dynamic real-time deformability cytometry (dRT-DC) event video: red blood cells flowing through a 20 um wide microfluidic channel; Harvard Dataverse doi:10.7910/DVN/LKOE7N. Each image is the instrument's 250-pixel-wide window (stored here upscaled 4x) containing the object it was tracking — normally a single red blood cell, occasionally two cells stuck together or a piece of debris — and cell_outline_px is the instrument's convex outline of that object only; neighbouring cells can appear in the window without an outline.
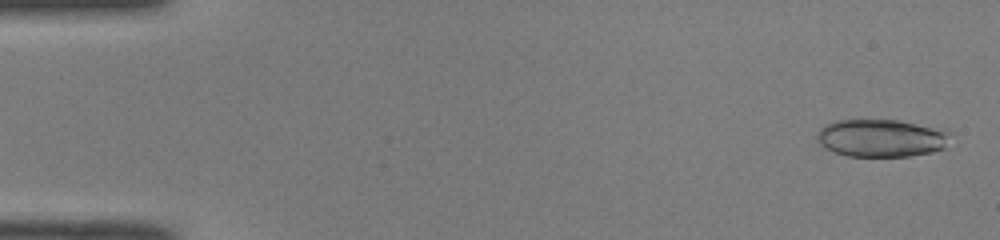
{"species": "common noctule bat (a hibernating species)", "species_latin": "Nyctalus noctula", "temperature_condition": "room temperature", "stored_images_in_passage": 19, "camera_frame_rate_fps": 3000, "um_per_image_px": 0.085, "animal": {"sex": "male", "body_mass_g": 19.0, "forearm_length_mm": 50.8}, "frame": {"image": 1, "passage_image": 2, "time_ms": 0.333, "image_size_px": [1000, 240], "cell_outline_px": [[952, 132], [944, 148], [932, 152], [908, 156], [848, 156], [824, 148], [820, 144], [816, 136], [820, 128], [824, 124], [836, 120], [896, 120], [944, 128]], "centroid_in_image_um": [74.93, 11.72], "position_along_channel_um": 10.1, "area_um2": 29.48}}
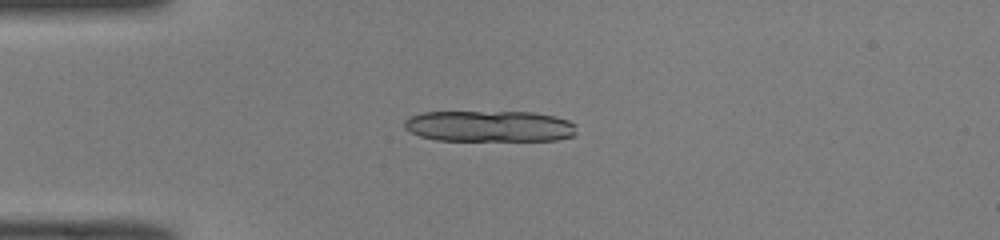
{"frame": {"image": 2, "passage_image": 13, "time_ms": 4.0, "image_size_px": [1000, 240], "cell_outline_px": [[576, 132], [572, 136], [556, 140], [436, 140], [420, 136], [404, 128], [404, 120], [408, 116], [424, 112], [532, 112], [556, 116], [568, 120], [576, 124]], "centroid_in_image_um": [41.6, 10.72], "position_along_channel_um": 43.4, "area_um2": 31.39}}